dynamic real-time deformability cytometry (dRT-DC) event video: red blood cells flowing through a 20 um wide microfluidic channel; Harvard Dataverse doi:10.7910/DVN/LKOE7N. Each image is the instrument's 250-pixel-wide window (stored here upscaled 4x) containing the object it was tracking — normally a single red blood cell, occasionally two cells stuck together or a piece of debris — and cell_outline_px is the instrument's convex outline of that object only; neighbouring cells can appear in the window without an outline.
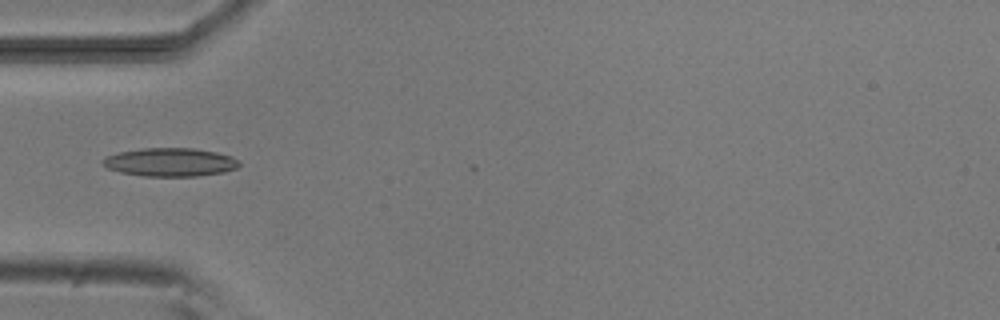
{"species": "common noctule bat (a hibernating species)", "species_latin": "Nyctalus noctula", "temperature_condition": "room temperature", "stored_images_in_passage": 5, "camera_frame_rate_fps": 3000, "um_per_image_px": 0.085, "animal": {"sex": "male", "body_mass_g": 20.5, "forearm_length_mm": 52.5}, "frame": {"image": 1, "passage_image": 5, "time_ms": 4.333, "image_size_px": [1000, 320], "cell_outline_px": [[240, 164], [236, 168], [224, 172], [196, 176], [144, 176], [120, 172], [108, 168], [100, 160], [108, 156], [120, 152], [144, 148], [192, 148], [216, 152], [232, 156]], "centroid_in_image_um": [14.47, 13.78], "position_along_channel_um": 70.5, "area_um2": 22.37}}